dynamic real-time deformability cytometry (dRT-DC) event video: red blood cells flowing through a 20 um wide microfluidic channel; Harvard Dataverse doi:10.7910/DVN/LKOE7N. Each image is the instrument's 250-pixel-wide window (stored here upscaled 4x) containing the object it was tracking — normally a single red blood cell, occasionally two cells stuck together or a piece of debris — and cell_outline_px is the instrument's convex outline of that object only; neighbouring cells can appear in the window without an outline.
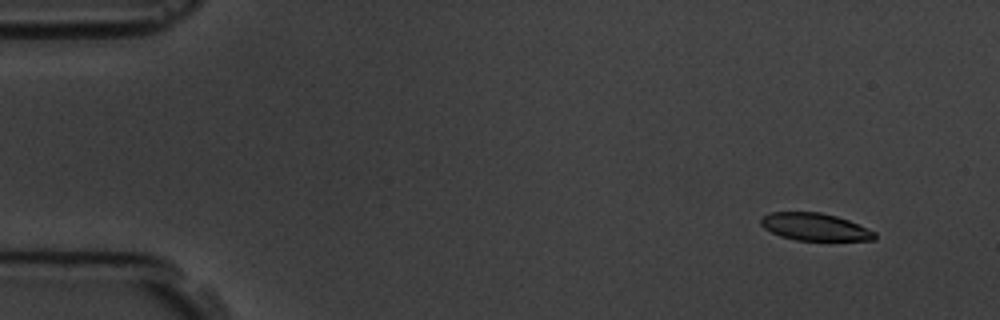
{"species": "common noctule bat (a hibernating species)", "species_latin": "Nyctalus noctula", "temperature_condition": "room temperature", "stored_images_in_passage": 6, "segment_of_instrument_passage": [1, 2], "camera_frame_rate_fps": 3000, "um_per_image_px": 0.085, "animal": {"sex": "male", "body_mass_g": 19.5, "forearm_length_mm": 54.6}, "frame": {"image": 1, "passage_image": 2, "time_ms": 1.333, "image_size_px": [1000, 320], "cell_outline_px": [[876, 240], [796, 240], [780, 236], [764, 228], [760, 224], [760, 220], [768, 212], [820, 212], [836, 216], [848, 220], [876, 232]], "centroid_in_image_um": [69.25, 19.28], "position_along_channel_um": 15.7, "area_um2": 18.09}}